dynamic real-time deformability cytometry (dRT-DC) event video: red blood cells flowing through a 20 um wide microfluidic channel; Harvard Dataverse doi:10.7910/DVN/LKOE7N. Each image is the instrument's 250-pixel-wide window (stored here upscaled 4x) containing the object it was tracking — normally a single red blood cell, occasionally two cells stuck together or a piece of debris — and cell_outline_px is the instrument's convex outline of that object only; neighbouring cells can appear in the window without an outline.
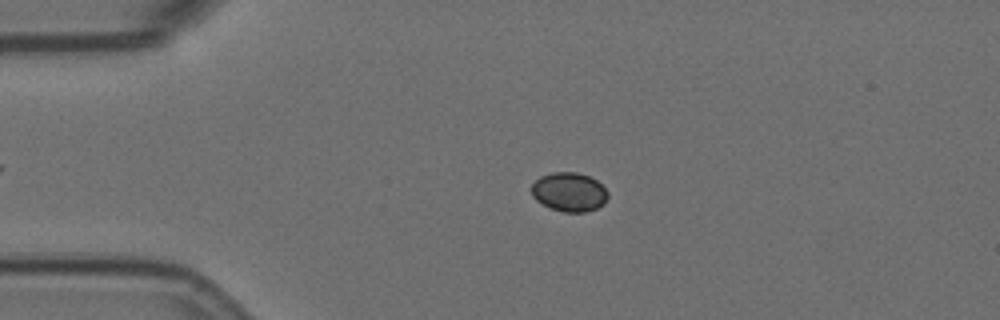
{"species": "Egyptian fruit bat (a non-hibernating species)", "species_latin": "Rousettus aegyptiacus", "temperature_condition": "room temperature", "stored_images_in_passage": 49, "camera_frame_rate_fps": 3000, "um_per_image_px": 0.085, "animal": {"sex": "female"}, "frame": {"image": 1, "passage_image": 10, "time_ms": 3.0, "image_size_px": [1000, 320], "cell_outline_px": [[608, 196], [604, 204], [596, 208], [584, 212], [564, 212], [552, 208], [536, 200], [532, 196], [532, 184], [540, 176], [552, 172], [576, 172], [588, 176], [596, 180], [608, 192]], "centroid_in_image_um": [48.38, 16.31], "position_along_channel_um": 36.6, "area_um2": 17.22}}
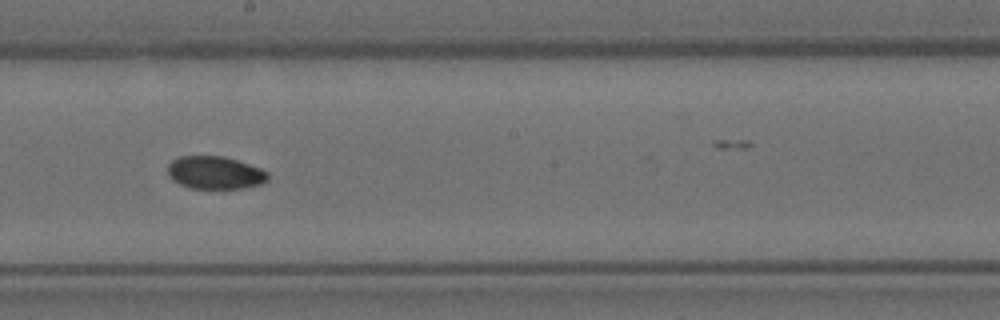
{"frame": {"image": 2, "passage_image": 29, "time_ms": 9.333, "image_size_px": [1000, 320], "cell_outline_px": [[268, 180], [260, 184], [244, 188], [188, 188], [180, 184], [168, 172], [168, 164], [172, 160], [180, 156], [224, 156], [260, 168], [268, 172]], "centroid_in_image_um": [18.3, 14.67], "position_along_channel_um": 229.9, "area_um2": 18.9}}
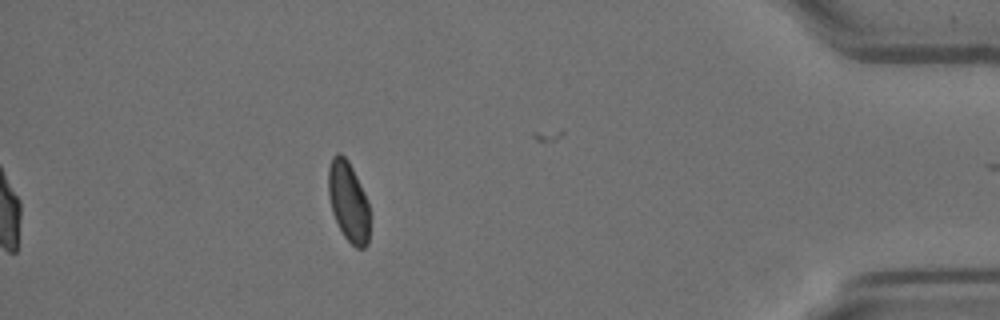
{"frame": {"image": 3, "passage_image": 48, "time_ms": 15.667, "image_size_px": [1000, 320], "cell_outline_px": [[368, 244], [364, 248], [356, 248], [344, 236], [332, 212], [328, 196], [328, 168], [332, 156], [336, 152], [340, 152], [348, 160], [368, 200]], "centroid_in_image_um": [29.59, 17.1], "position_along_channel_um": 405.6, "area_um2": 19.19}}